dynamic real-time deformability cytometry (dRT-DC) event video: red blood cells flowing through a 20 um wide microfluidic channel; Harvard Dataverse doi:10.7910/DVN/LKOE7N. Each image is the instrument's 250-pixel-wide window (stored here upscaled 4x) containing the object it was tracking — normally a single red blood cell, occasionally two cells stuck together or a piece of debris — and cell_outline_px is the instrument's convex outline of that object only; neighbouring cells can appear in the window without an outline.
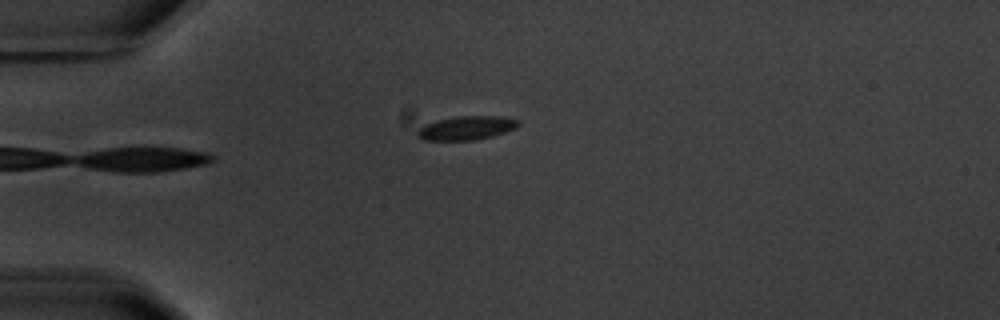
{"species": "common noctule bat (a hibernating species)", "species_latin": "Nyctalus noctula", "temperature_condition": "warm", "stored_images_in_passage": 5, "camera_frame_rate_fps": 3000, "um_per_image_px": 0.085, "animal": {"sex": "male", "body_mass_g": 20.1, "forearm_length_mm": 53.5}, "frame": {"image": 1, "passage_image": 5, "time_ms": 5.333, "image_size_px": [1000, 320], "cell_outline_px": [[520, 124], [516, 128], [492, 136], [476, 140], [424, 140], [416, 136], [416, 132], [424, 124], [436, 120], [456, 116], [500, 116], [516, 120]], "centroid_in_image_um": [39.6, 10.88], "position_along_channel_um": 45.4, "area_um2": 13.99}}